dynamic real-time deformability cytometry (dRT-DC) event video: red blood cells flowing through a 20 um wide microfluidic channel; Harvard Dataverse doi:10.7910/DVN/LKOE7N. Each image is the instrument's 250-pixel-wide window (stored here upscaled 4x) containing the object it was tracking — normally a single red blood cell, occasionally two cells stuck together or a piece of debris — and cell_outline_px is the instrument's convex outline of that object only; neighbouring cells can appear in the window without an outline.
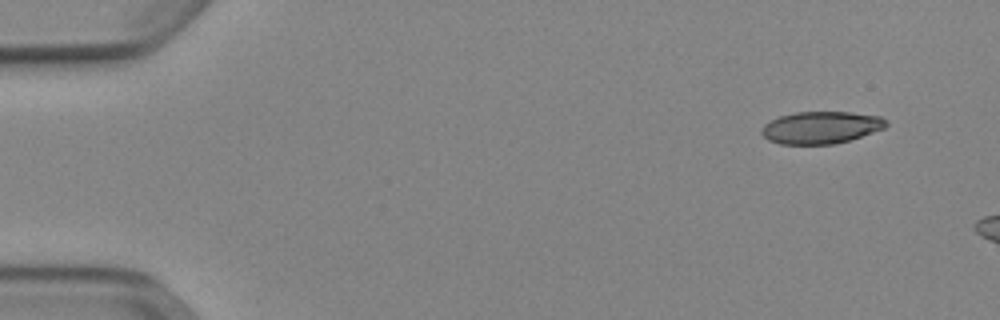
{"species": "Egyptian fruit bat (a non-hibernating species)", "species_latin": "Rousettus aegyptiacus", "temperature_condition": "cold", "stored_images_in_passage": 6, "camera_frame_rate_fps": 3000, "um_per_image_px": 0.085, "animal": {"sex": "female"}, "frame": {"image": 1, "passage_image": 1, "time_ms": 0.0, "image_size_px": [1000, 320], "cell_outline_px": [[888, 124], [884, 128], [848, 140], [832, 144], [780, 144], [768, 140], [760, 132], [760, 128], [764, 124], [780, 116], [796, 112], [848, 112], [880, 116], [888, 120]], "centroid_in_image_um": [69.76, 10.83], "position_along_channel_um": 15.2, "area_um2": 23.24}}